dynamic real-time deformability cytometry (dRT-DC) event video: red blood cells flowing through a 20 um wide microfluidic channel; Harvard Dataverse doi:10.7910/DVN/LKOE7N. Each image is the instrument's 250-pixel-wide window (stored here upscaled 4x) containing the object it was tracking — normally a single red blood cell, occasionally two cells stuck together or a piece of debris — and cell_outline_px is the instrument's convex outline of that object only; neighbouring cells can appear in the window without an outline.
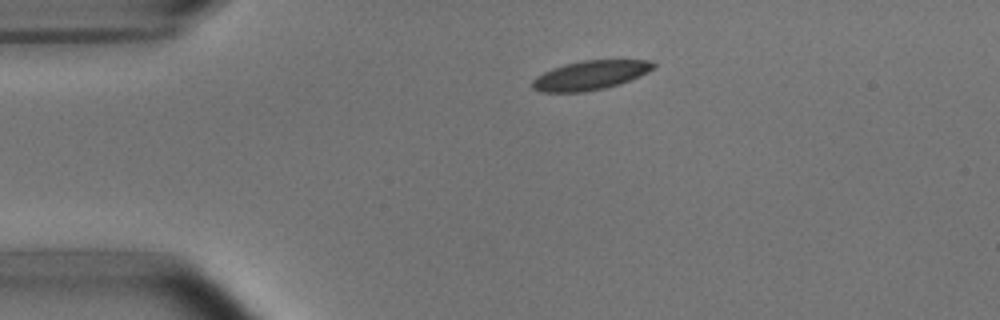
{"species": "common noctule bat (a hibernating species)", "species_latin": "Nyctalus noctula", "temperature_condition": "room temperature", "stored_images_in_passage": 40, "camera_frame_rate_fps": 3000, "um_per_image_px": 0.085, "animal": {"sex": "male", "body_mass_g": 15.6}, "frame": {"image": 1, "passage_image": 1, "time_ms": 0.0, "image_size_px": [1000, 320], "cell_outline_px": [[656, 64], [648, 72], [640, 76], [620, 84], [604, 88], [584, 92], [540, 92], [532, 88], [532, 80], [536, 76], [552, 68], [564, 64], [584, 60], [652, 60]], "centroid_in_image_um": [50.16, 6.4], "position_along_channel_um": 34.8, "area_um2": 20.63}}
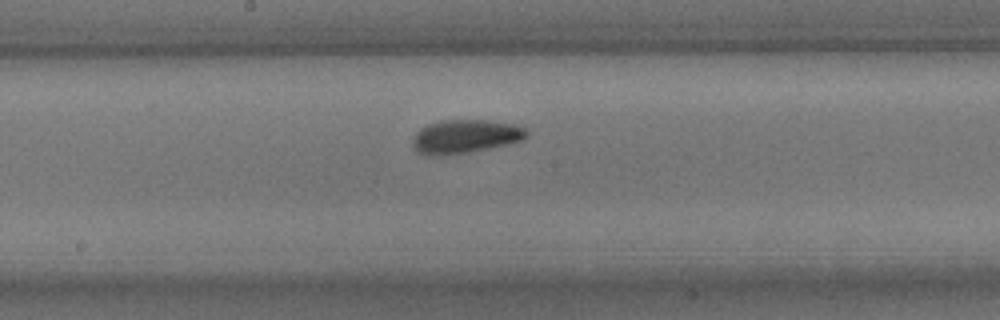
{"frame": {"image": 2, "passage_image": 18, "time_ms": 5.667, "image_size_px": [1000, 320], "cell_outline_px": [[528, 136], [524, 140], [508, 144], [468, 152], [436, 156], [432, 156], [416, 152], [412, 144], [412, 136], [420, 128], [428, 124], [440, 120], [484, 120], [516, 124], [524, 128], [528, 132]], "centroid_in_image_um": [39.52, 11.59], "position_along_channel_um": 208.7, "area_um2": 22.48}}
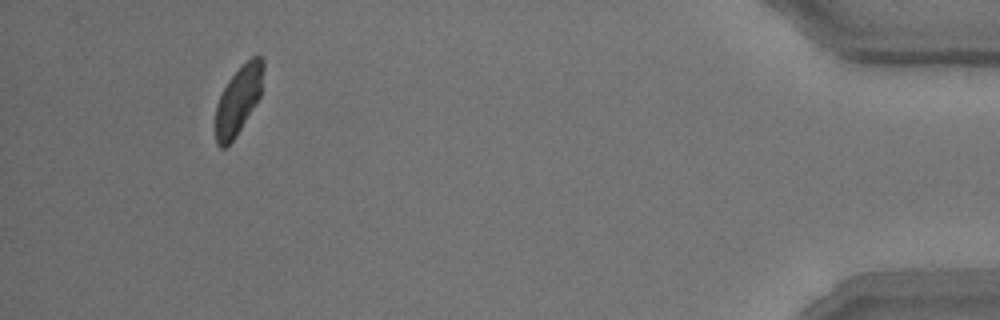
{"frame": {"image": 3, "passage_image": 40, "time_ms": 13.0, "image_size_px": [1000, 320], "cell_outline_px": [[264, 68], [260, 96], [256, 104], [236, 136], [224, 148], [220, 148], [216, 144], [216, 104], [228, 80], [252, 56], [260, 56], [264, 60]], "centroid_in_image_um": [20.27, 8.51], "position_along_channel_um": 414.9, "area_um2": 18.73}, "authors_computed_cell_mechanics": {"area_um2": 21.2704, "velocity_mm_per_s": 3.7129, "shape_relaxation_time_tau1_ms": 2.4546, "shape_relaxation_time_tau2_ms": 2.4675, "deformation_change_tau1": 0.0859, "deformation_change_tau2": 0.0705}}